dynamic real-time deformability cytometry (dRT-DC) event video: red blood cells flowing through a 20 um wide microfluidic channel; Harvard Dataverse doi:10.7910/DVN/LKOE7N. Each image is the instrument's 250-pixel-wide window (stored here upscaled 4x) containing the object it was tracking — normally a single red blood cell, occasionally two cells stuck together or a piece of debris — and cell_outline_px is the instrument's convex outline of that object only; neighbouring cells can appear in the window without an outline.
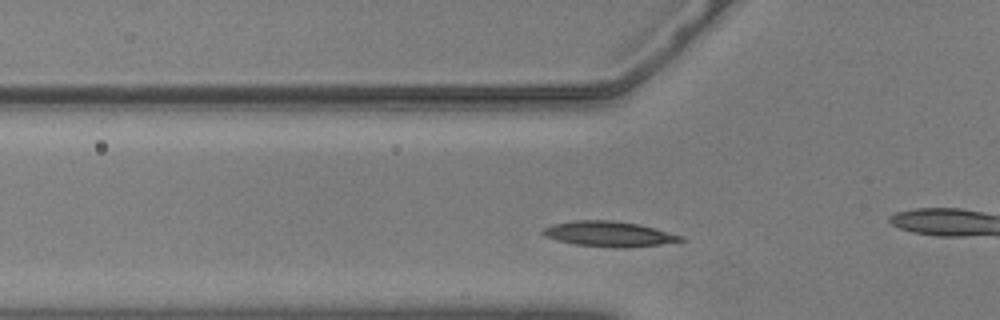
{"species": "common noctule bat (a hibernating species)", "species_latin": "Nyctalus noctula", "temperature_condition": "warm", "stored_images_in_passage": 39, "camera_frame_rate_fps": 3000, "um_per_image_px": 0.085, "animal": {"sex": "male", "body_mass_g": 20.5, "forearm_length_mm": 52.5}, "frame": {"image": 1, "passage_image": 10, "time_ms": 3.0, "image_size_px": [1000, 320], "cell_outline_px": [[688, 240], [660, 244], [628, 248], [616, 248], [576, 244], [556, 240], [544, 236], [540, 232], [544, 228], [552, 224], [576, 220], [612, 220], [640, 224], [684, 236]], "centroid_in_image_um": [51.79, 19.88], "position_along_channel_um": 74.0, "area_um2": 20.46}}
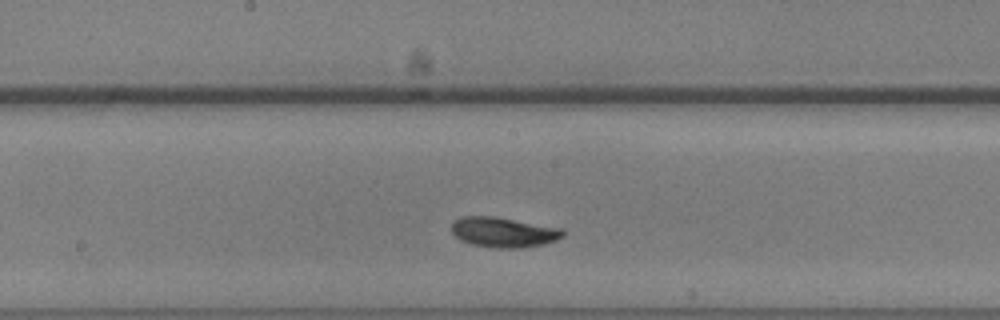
{"frame": {"image": 2, "passage_image": 21, "time_ms": 6.667, "image_size_px": [1000, 320], "cell_outline_px": [[564, 236], [556, 240], [544, 244], [520, 248], [492, 248], [472, 244], [460, 240], [452, 232], [452, 224], [460, 216], [492, 216], [560, 228], [564, 232]], "centroid_in_image_um": [42.78, 19.75], "position_along_channel_um": 205.4, "area_um2": 19.36}}
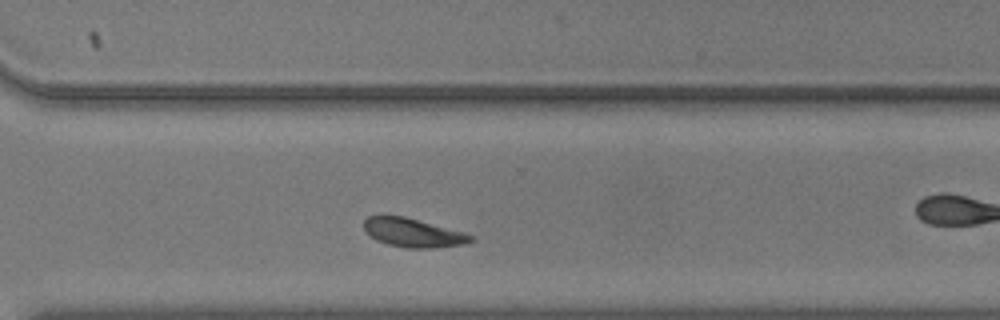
{"frame": {"image": 3, "passage_image": 32, "time_ms": 10.333, "image_size_px": [1000, 320], "cell_outline_px": [[476, 240], [464, 244], [436, 248], [408, 248], [388, 244], [376, 240], [368, 236], [364, 232], [364, 220], [368, 216], [380, 212], [404, 216], [468, 232]], "centroid_in_image_um": [35.08, 19.74], "position_along_channel_um": 335.5, "area_um2": 18.79}, "authors_computed_cell_mechanics": {"area_um2": 18.785, "velocity_mm_per_s": 3.5642, "shape_relaxation_time_tau1_ms": 2.2826, "shape_relaxation_time_tau2_ms": 6.6037, "deformation_change_tau1": 0.1133, "deformation_change_tau2": 0.0906}}